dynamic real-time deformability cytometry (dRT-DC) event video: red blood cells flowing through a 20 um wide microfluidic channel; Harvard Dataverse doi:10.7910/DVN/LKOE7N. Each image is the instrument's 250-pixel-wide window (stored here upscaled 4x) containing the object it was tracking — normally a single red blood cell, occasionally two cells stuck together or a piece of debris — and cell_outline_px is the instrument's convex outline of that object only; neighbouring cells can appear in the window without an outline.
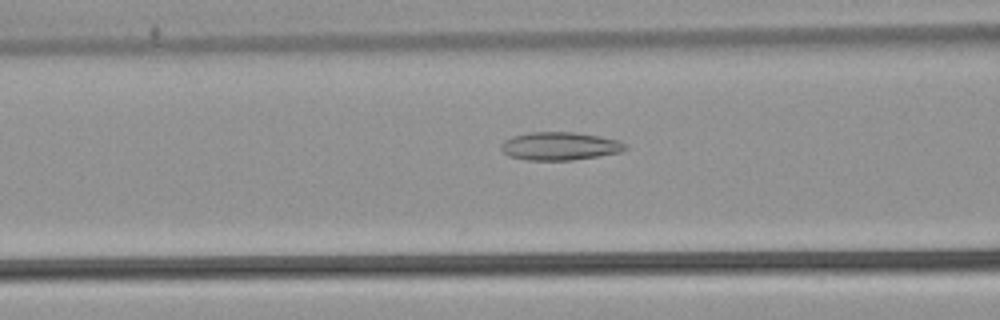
{"species": "common noctule bat (a hibernating species)", "species_latin": "Nyctalus noctula", "temperature_condition": "warm", "stored_images_in_passage": 5, "camera_frame_rate_fps": 3000, "um_per_image_px": 0.085, "animal": {"sex": "male", "body_mass_g": 21.5, "forearm_length_mm": 52.0}, "frame": {"image": 1, "passage_image": 5, "time_ms": 1.333, "image_size_px": [1000, 320], "cell_outline_px": [[628, 148], [620, 152], [572, 160], [528, 160], [508, 156], [500, 148], [500, 144], [504, 140], [512, 136], [528, 132], [576, 132], [600, 136], [620, 140], [628, 144]], "centroid_in_image_um": [47.59, 12.41], "position_along_channel_um": 119.0, "area_um2": 20.52}}